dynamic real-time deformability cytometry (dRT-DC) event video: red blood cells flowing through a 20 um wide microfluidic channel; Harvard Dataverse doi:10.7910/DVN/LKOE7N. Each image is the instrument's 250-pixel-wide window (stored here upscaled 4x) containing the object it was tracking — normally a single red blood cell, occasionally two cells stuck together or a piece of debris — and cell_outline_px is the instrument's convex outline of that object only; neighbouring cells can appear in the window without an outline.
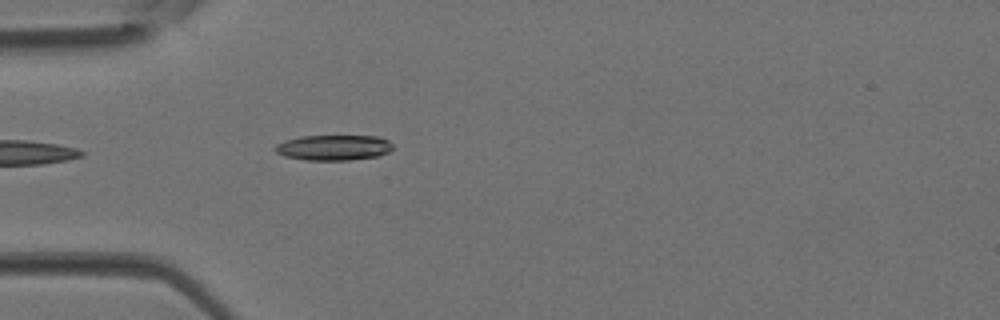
{"species": "Egyptian fruit bat (a non-hibernating species)", "species_latin": "Rousettus aegyptiacus", "temperature_condition": "room temperature", "stored_images_in_passage": 3, "camera_frame_rate_fps": 3000, "um_per_image_px": 0.085, "animal": {"sex": "female"}, "frame": {"image": 1, "passage_image": 3, "time_ms": 0.667, "image_size_px": [1000, 320], "cell_outline_px": [[392, 148], [388, 152], [380, 156], [348, 160], [308, 160], [284, 156], [276, 152], [272, 148], [276, 144], [284, 140], [300, 136], [380, 136], [388, 140], [392, 144]], "centroid_in_image_um": [28.34, 12.54], "position_along_channel_um": 56.7, "area_um2": 17.57}}